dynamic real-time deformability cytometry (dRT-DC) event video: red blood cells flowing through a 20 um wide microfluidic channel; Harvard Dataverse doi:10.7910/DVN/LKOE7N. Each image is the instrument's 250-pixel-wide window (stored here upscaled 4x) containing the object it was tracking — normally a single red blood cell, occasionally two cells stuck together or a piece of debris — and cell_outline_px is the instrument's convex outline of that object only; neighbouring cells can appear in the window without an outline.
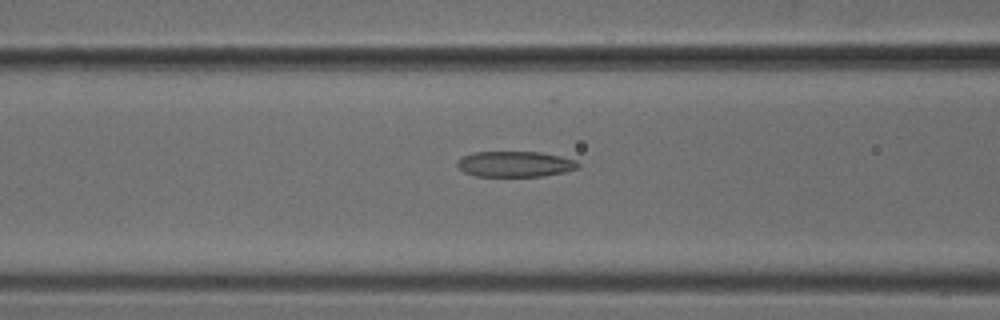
{"species": "common noctule bat (a hibernating species)", "species_latin": "Nyctalus noctula", "temperature_condition": "cold", "stored_images_in_passage": 50, "camera_frame_rate_fps": 3000, "um_per_image_px": 0.085, "animal": {"sex": "male", "body_mass_g": 18.8}, "frame": {"image": 1, "passage_image": 20, "time_ms": 6.333, "image_size_px": [1000, 320], "cell_outline_px": [[580, 164], [576, 168], [564, 172], [544, 176], [476, 176], [464, 172], [456, 164], [456, 160], [472, 152], [540, 152], [560, 156], [576, 160]], "centroid_in_image_um": [43.76, 13.94], "position_along_channel_um": 122.8, "area_um2": 18.03}}
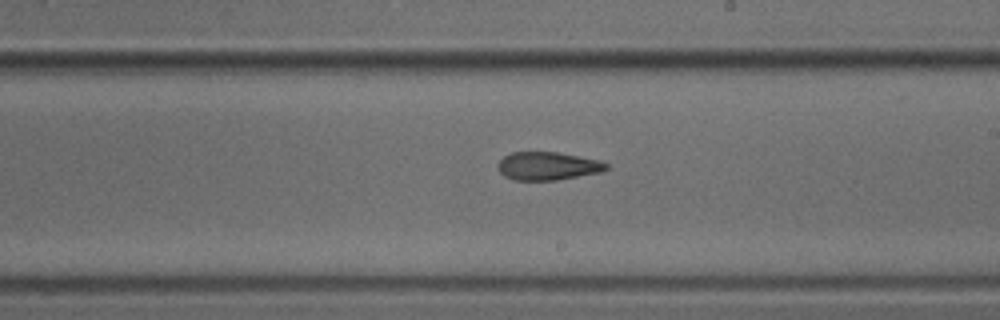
{"frame": {"image": 2, "passage_image": 29, "time_ms": 9.333, "image_size_px": [1000, 320], "cell_outline_px": [[608, 168], [600, 172], [556, 180], [512, 180], [504, 176], [500, 172], [496, 164], [504, 156], [512, 152], [556, 152], [580, 156], [600, 160], [608, 164]], "centroid_in_image_um": [46.53, 14.11], "position_along_channel_um": 242.5, "area_um2": 17.8}}
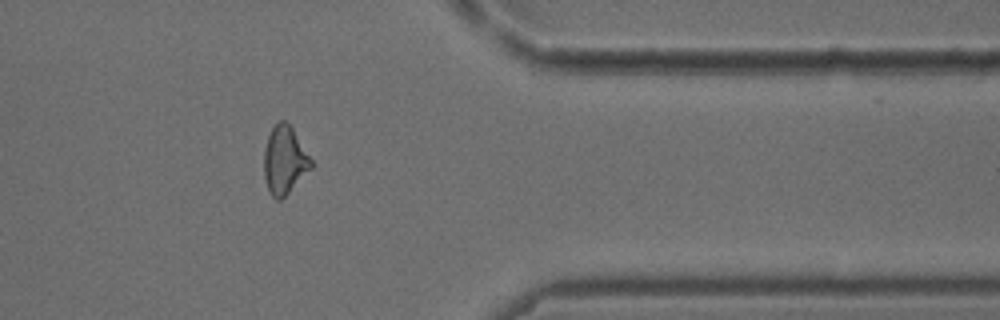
{"frame": {"image": 3, "passage_image": 41, "time_ms": 13.333, "image_size_px": [1000, 320], "cell_outline_px": [[312, 168], [280, 200], [276, 200], [272, 196], [268, 188], [264, 176], [264, 152], [268, 136], [272, 128], [280, 120], [284, 120], [292, 128], [312, 160]], "centroid_in_image_um": [24.18, 13.62], "position_along_channel_um": 387.2, "area_um2": 18.26}}